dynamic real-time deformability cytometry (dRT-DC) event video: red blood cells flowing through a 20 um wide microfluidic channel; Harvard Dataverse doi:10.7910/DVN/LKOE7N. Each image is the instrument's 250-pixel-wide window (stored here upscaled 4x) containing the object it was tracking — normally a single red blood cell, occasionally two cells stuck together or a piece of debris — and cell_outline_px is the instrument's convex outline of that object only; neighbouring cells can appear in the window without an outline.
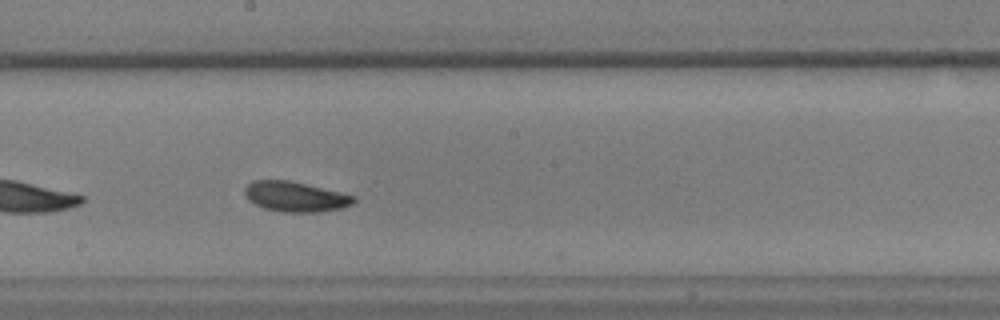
{"species": "common noctule bat (a hibernating species)", "species_latin": "Nyctalus noctula", "temperature_condition": "warm", "stored_images_in_passage": 34, "camera_frame_rate_fps": 3000, "um_per_image_px": 0.085, "animal": {"sex": "male", "body_mass_g": 17.9, "forearm_length_mm": 54.2}, "frame": {"image": 1, "passage_image": 21, "time_ms": 6.667, "image_size_px": [1000, 320], "cell_outline_px": [[356, 200], [352, 204], [340, 208], [324, 212], [280, 212], [264, 208], [248, 200], [244, 196], [244, 188], [252, 180], [288, 180], [340, 192], [356, 196]], "centroid_in_image_um": [25.08, 16.72], "position_along_channel_um": 223.1, "area_um2": 19.19}}
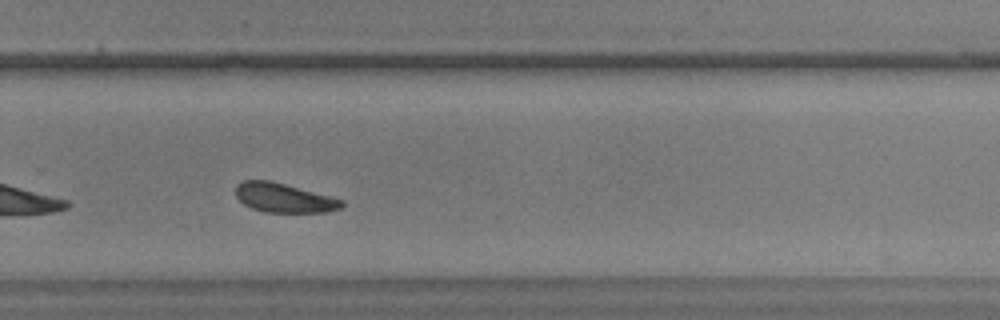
{"frame": {"image": 2, "passage_image": 27, "time_ms": 8.667, "image_size_px": [1000, 320], "cell_outline_px": [[344, 204], [340, 208], [324, 212], [264, 212], [252, 208], [244, 204], [236, 196], [236, 184], [244, 180], [268, 180], [284, 184], [344, 200]], "centroid_in_image_um": [24.1, 16.82], "position_along_channel_um": 305.7, "area_um2": 17.8}}